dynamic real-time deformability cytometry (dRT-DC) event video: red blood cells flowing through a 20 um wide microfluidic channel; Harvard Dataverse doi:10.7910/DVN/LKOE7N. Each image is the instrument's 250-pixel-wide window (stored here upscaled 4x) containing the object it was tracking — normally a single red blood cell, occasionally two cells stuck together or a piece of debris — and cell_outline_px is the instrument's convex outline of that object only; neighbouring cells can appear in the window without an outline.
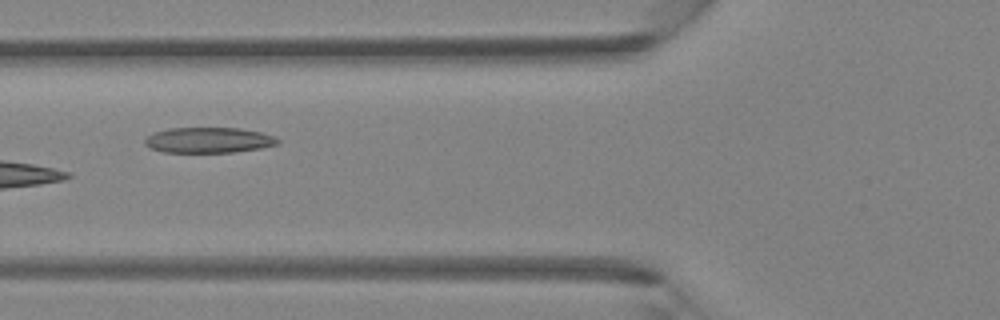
{"species": "Egyptian fruit bat (a non-hibernating species)", "species_latin": "Rousettus aegyptiacus", "temperature_condition": "room temperature", "stored_images_in_passage": 5, "camera_frame_rate_fps": 3000, "um_per_image_px": 0.085, "animal": {"sex": "female"}, "frame": {"image": 1, "passage_image": 5, "time_ms": 1.333, "image_size_px": [1000, 320], "cell_outline_px": [[280, 144], [260, 148], [232, 152], [164, 152], [152, 148], [144, 144], [144, 140], [148, 136], [156, 132], [168, 128], [240, 128], [260, 132], [276, 136], [280, 140]], "centroid_in_image_um": [17.78, 11.91], "position_along_channel_um": 108.0, "area_um2": 19.71}}